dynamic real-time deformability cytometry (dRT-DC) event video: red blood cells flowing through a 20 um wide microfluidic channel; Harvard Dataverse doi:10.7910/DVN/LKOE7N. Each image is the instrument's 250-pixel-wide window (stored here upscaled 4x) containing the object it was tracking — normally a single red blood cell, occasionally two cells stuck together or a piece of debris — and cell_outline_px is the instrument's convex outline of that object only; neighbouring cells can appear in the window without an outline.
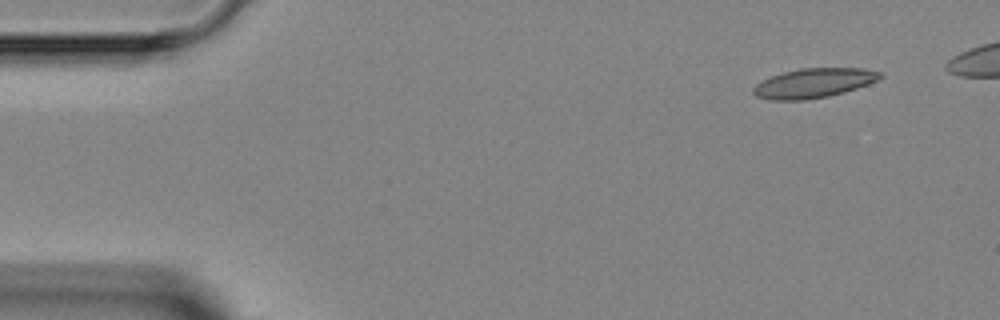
{"species": "Egyptian fruit bat (a non-hibernating species)", "species_latin": "Rousettus aegyptiacus", "temperature_condition": "room temperature", "stored_images_in_passage": 4, "camera_frame_rate_fps": 3000, "um_per_image_px": 0.085, "animal": {"sex": "female"}, "frame": {"image": 1, "passage_image": 1, "time_ms": 0.0, "image_size_px": [1000, 320], "cell_outline_px": [[884, 76], [868, 84], [844, 92], [828, 96], [804, 100], [772, 100], [756, 96], [752, 92], [752, 88], [756, 84], [772, 76], [784, 72], [800, 68], [864, 68], [884, 72]], "centroid_in_image_um": [69.19, 7.05], "position_along_channel_um": 15.8, "area_um2": 21.73}}